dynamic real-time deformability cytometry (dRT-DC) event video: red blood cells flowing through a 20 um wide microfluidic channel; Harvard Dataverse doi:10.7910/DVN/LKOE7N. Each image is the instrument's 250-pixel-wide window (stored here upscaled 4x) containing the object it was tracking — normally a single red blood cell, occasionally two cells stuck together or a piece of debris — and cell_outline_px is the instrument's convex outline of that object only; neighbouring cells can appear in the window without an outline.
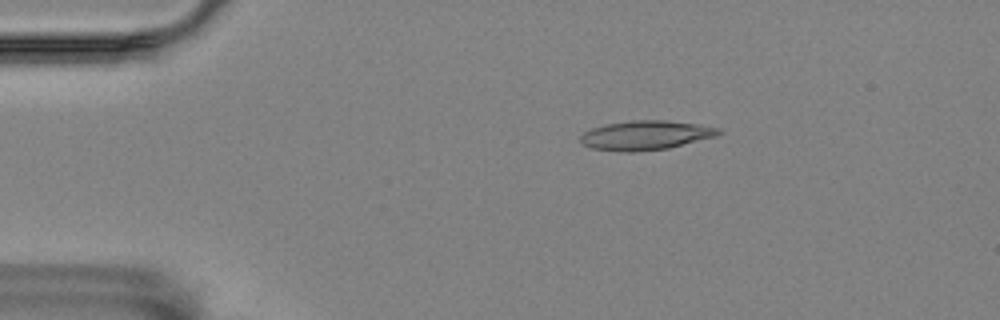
{"species": "Egyptian fruit bat (a non-hibernating species)", "species_latin": "Rousettus aegyptiacus", "temperature_condition": "room temperature", "stored_images_in_passage": 57, "camera_frame_rate_fps": 3000, "um_per_image_px": 0.085, "animal": {"sex": "female"}, "frame": {"image": 1, "passage_image": 10, "time_ms": 3.0, "image_size_px": [1000, 320], "cell_outline_px": [[724, 132], [716, 136], [668, 148], [636, 152], [620, 152], [592, 148], [584, 144], [580, 140], [580, 136], [584, 132], [592, 128], [604, 124], [632, 120], [664, 120], [700, 124], [720, 128]], "centroid_in_image_um": [54.9, 11.49], "position_along_channel_um": 30.1, "area_um2": 23.7}}
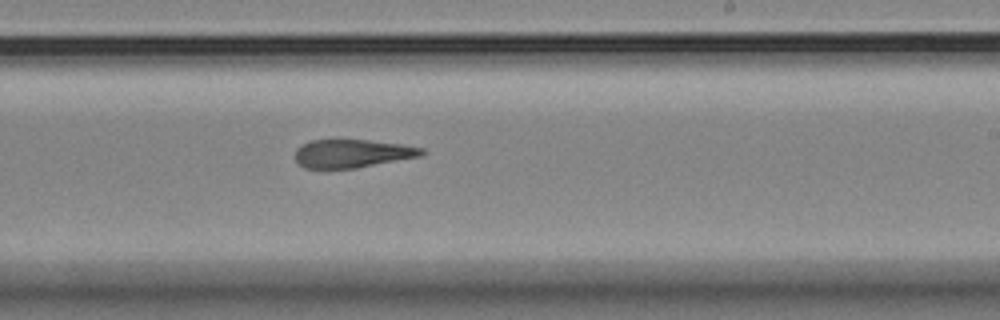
{"frame": {"image": 2, "passage_image": 34, "time_ms": 11.0, "image_size_px": [1000, 320], "cell_outline_px": [[424, 152], [420, 156], [356, 168], [304, 168], [296, 160], [296, 148], [308, 140], [368, 140], [400, 144], [424, 148]], "centroid_in_image_um": [29.91, 13.04], "position_along_channel_um": 259.1, "area_um2": 20.63}}
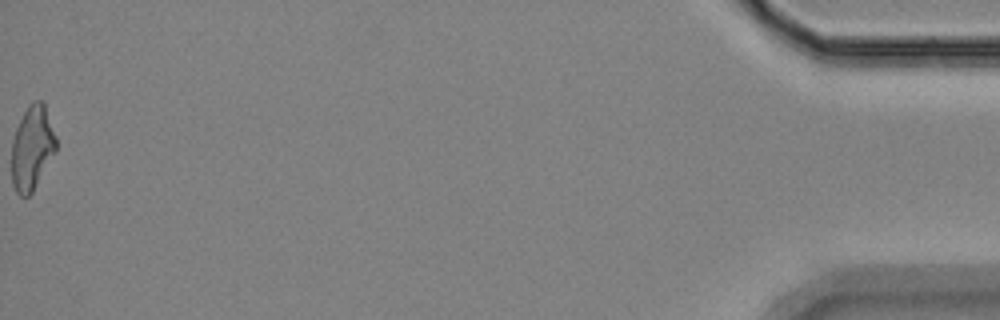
{"frame": {"image": 3, "passage_image": 57, "time_ms": 18.667, "image_size_px": [1000, 320], "cell_outline_px": [[56, 152], [32, 192], [28, 196], [20, 196], [16, 192], [12, 184], [12, 140], [16, 128], [28, 104], [36, 100], [40, 100], [44, 104], [56, 136]], "centroid_in_image_um": [2.73, 12.58], "position_along_channel_um": 432.5, "area_um2": 21.73}, "authors_computed_cell_mechanics": {"area_um2": 22.1952, "velocity_mm_per_s": 3.5041, "shape_relaxation_time_tau1_ms": null, "shape_relaxation_time_tau2_ms": 3.2033, "deformation_change_tau1": null, "deformation_change_tau2": 0.1533}}